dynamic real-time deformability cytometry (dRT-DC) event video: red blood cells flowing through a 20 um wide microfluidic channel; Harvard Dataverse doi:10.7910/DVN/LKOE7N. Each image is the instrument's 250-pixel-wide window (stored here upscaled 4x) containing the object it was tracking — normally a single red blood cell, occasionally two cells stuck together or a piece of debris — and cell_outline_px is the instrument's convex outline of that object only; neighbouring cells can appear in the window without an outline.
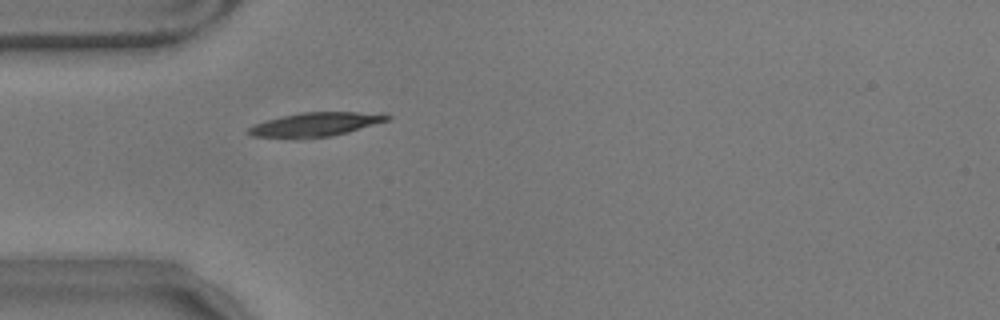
{"species": "common noctule bat (a hibernating species)", "species_latin": "Nyctalus noctula", "temperature_condition": "warm", "stored_images_in_passage": 41, "camera_frame_rate_fps": 3000, "um_per_image_px": 0.085, "animal": {"sex": "male", "body_mass_g": 17.9}, "frame": {"image": 1, "passage_image": 1, "time_ms": 0.0, "image_size_px": [1000, 320], "cell_outline_px": [[392, 116], [388, 120], [348, 132], [328, 136], [296, 140], [252, 136], [244, 132], [252, 124], [300, 112], [380, 112]], "centroid_in_image_um": [26.76, 10.59], "position_along_channel_um": 58.2, "area_um2": 19.77}}
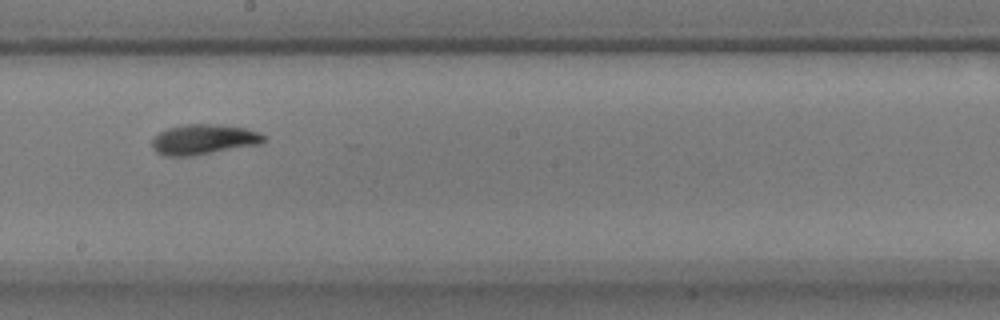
{"frame": {"image": 2, "passage_image": 16, "time_ms": 5.0, "image_size_px": [1000, 320], "cell_outline_px": [[268, 140], [260, 144], [192, 156], [164, 156], [156, 152], [152, 148], [152, 140], [160, 132], [168, 128], [184, 124], [216, 124], [244, 128], [260, 132], [268, 136]], "centroid_in_image_um": [17.35, 11.85], "position_along_channel_um": 230.9, "area_um2": 19.83}}
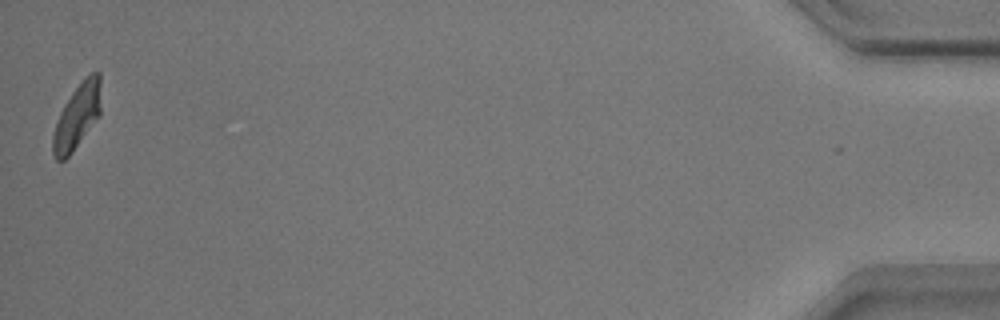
{"frame": {"image": 3, "passage_image": 41, "time_ms": 13.333, "image_size_px": [1000, 320], "cell_outline_px": [[100, 116], [72, 152], [64, 160], [56, 160], [52, 152], [52, 136], [60, 112], [64, 104], [72, 92], [92, 72], [100, 72]], "centroid_in_image_um": [6.55, 9.92], "position_along_channel_um": 428.7, "area_um2": 17.92}, "authors_computed_cell_mechanics": {"area_um2": 18.785, "velocity_mm_per_s": 3.5065, "shape_relaxation_time_tau1_ms": 3.0311, "shape_relaxation_time_tau2_ms": 2.9273, "deformation_change_tau1": 0.1427, "deformation_change_tau2": 0.0873}}